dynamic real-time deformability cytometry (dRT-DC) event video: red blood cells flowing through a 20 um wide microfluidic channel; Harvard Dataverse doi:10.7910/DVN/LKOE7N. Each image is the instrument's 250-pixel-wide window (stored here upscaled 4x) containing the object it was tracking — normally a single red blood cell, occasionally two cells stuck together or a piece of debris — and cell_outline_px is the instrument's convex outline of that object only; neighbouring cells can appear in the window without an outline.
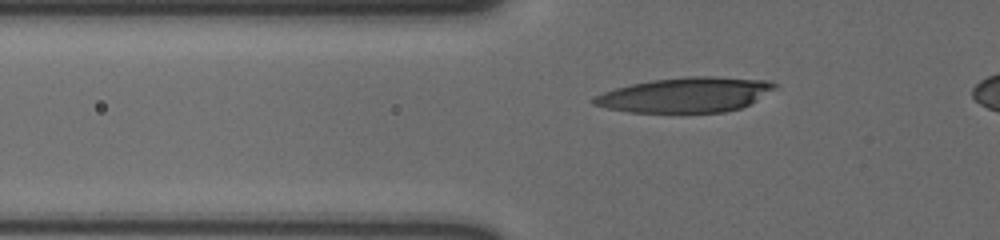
{"species": "human", "species_latin": "Homo sapiens", "temperature_condition": "cold", "stored_images_in_passage": 50, "camera_frame_rate_fps": 3000, "um_per_image_px": 0.085, "donor": {"sex": "male"}, "frame": {"image": 1, "passage_image": 16, "time_ms": 5.0, "image_size_px": [1000, 240], "cell_outline_px": [[780, 88], [740, 108], [724, 112], [628, 112], [608, 108], [592, 104], [592, 100], [596, 96], [604, 92], [616, 88], [632, 84], [652, 80], [688, 76], [712, 76], [768, 80], [780, 84]], "centroid_in_image_um": [58.35, 8.05], "position_along_channel_um": 67.5, "area_um2": 36.88}}
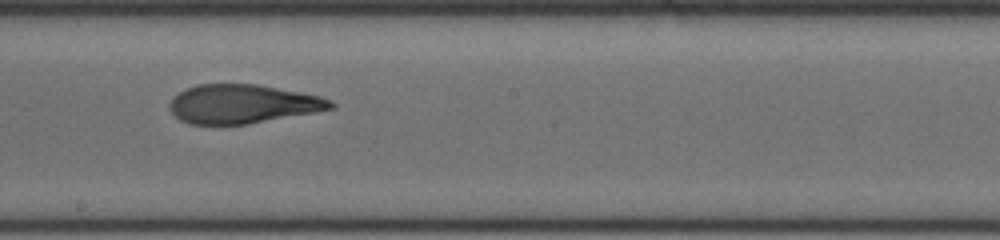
{"frame": {"image": 2, "passage_image": 30, "time_ms": 9.667, "image_size_px": [1000, 240], "cell_outline_px": [[336, 108], [316, 112], [248, 124], [188, 124], [180, 120], [168, 108], [168, 104], [172, 96], [196, 84], [256, 84], [320, 96], [332, 100], [336, 104]], "centroid_in_image_um": [20.62, 8.84], "position_along_channel_um": 227.6, "area_um2": 36.59}}
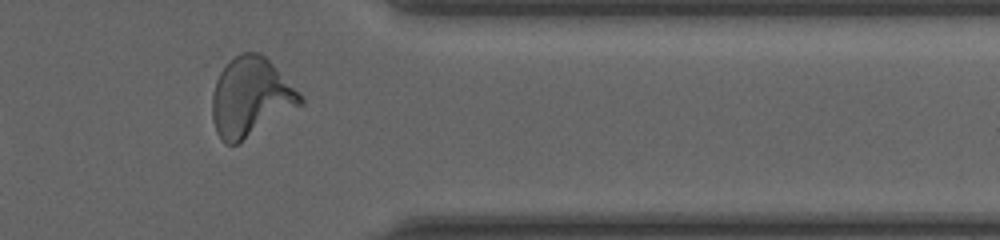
{"frame": {"image": 3, "passage_image": 44, "time_ms": 14.333, "image_size_px": [1000, 240], "cell_outline_px": [[304, 104], [236, 144], [224, 144], [216, 132], [212, 120], [212, 96], [216, 80], [220, 72], [228, 60], [240, 52], [260, 52], [300, 92], [304, 100]], "centroid_in_image_um": [21.29, 8.25], "position_along_channel_um": 390.1, "area_um2": 40.52}}